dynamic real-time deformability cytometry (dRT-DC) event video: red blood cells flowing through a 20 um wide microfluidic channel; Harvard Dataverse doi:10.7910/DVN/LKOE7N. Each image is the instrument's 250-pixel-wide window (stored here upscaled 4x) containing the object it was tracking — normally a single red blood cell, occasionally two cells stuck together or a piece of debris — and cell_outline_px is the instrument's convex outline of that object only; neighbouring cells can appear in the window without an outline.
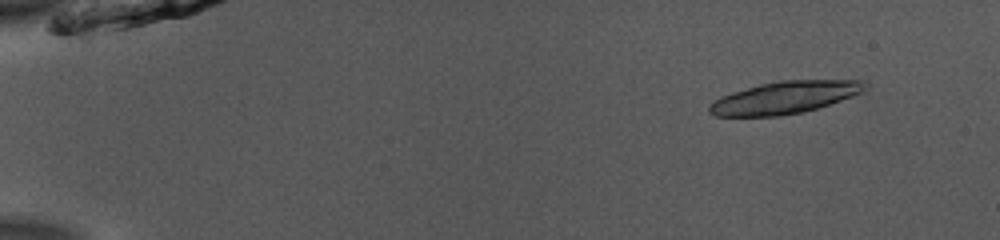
{"species": "common noctule bat (a hibernating species)", "species_latin": "Nyctalus noctula", "temperature_condition": "room temperature", "stored_images_in_passage": 42, "camera_frame_rate_fps": 3000, "um_per_image_px": 0.085, "animal": {"sex": "male", "body_mass_g": 13.0, "forearm_length_mm": 53.1}, "frame": {"image": 1, "passage_image": 6, "time_ms": 1.667, "image_size_px": [1000, 240], "cell_outline_px": [[868, 88], [864, 92], [804, 112], [780, 116], [716, 116], [708, 112], [708, 104], [720, 96], [732, 92], [760, 84], [780, 80], [860, 80], [868, 84]], "centroid_in_image_um": [66.69, 8.29], "position_along_channel_um": 18.3, "area_um2": 29.36}}